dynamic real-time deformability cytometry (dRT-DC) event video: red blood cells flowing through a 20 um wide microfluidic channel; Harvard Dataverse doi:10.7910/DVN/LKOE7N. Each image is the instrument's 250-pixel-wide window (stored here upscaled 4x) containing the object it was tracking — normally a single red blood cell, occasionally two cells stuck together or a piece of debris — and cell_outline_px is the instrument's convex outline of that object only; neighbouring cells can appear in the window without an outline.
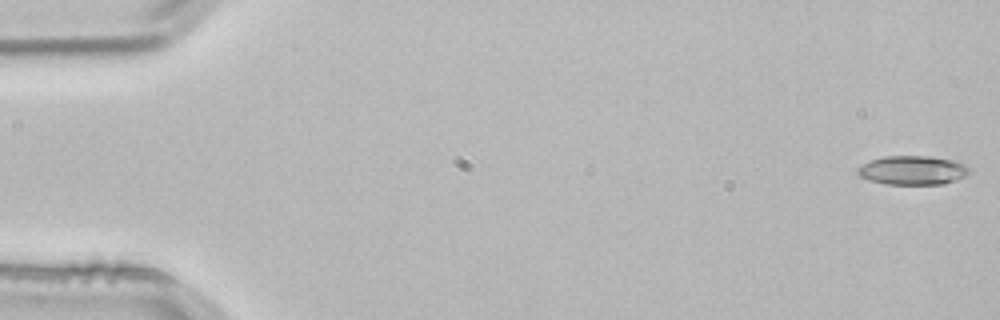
{"species": "common noctule bat (a hibernating species)", "species_latin": "Nyctalus noctula", "temperature_condition": "room temperature", "stored_images_in_passage": 4, "segment_of_instrument_passage": [2, 2], "camera_frame_rate_fps": 3000, "um_per_image_px": 0.085, "animal": {"sex": "male", "body_mass_g": 21.5, "forearm_length_mm": 52.0}, "frame": {"image": 1, "passage_image": 4, "time_ms": 1.0, "image_size_px": [1000, 320], "cell_outline_px": [[968, 172], [964, 176], [956, 180], [944, 184], [884, 184], [860, 176], [856, 172], [856, 168], [872, 160], [884, 156], [928, 156], [956, 160], [964, 164], [968, 168]], "centroid_in_image_um": [77.58, 14.47], "position_along_channel_um": 7.4, "area_um2": 18.73}}